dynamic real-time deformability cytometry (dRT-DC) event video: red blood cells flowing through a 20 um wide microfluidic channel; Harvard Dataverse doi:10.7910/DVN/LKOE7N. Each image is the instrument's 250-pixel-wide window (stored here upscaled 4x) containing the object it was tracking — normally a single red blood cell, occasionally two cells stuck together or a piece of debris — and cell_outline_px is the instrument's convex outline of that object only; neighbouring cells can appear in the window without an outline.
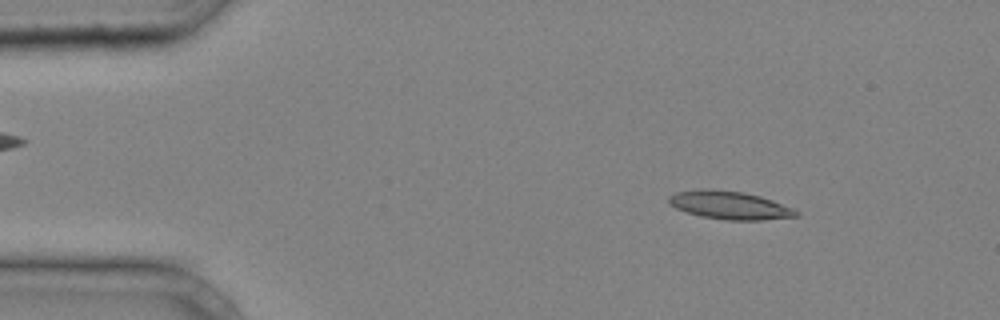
{"species": "common noctule bat (a hibernating species)", "species_latin": "Nyctalus noctula", "temperature_condition": "cold", "stored_images_in_passage": 40, "camera_frame_rate_fps": 3000, "um_per_image_px": 0.085, "animal": {"sex": "male", "body_mass_g": 20.4}, "frame": {"image": 1, "passage_image": 5, "time_ms": 1.333, "image_size_px": [1000, 320], "cell_outline_px": [[800, 216], [760, 220], [724, 220], [700, 216], [676, 208], [668, 200], [668, 196], [676, 192], [708, 188], [744, 192], [760, 196], [796, 208], [800, 212]], "centroid_in_image_um": [62.08, 17.44], "position_along_channel_um": 22.9, "area_um2": 20.98}}
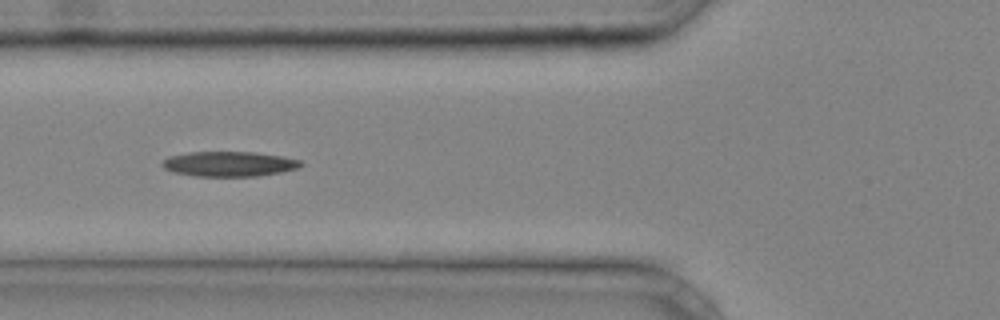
{"frame": {"image": 2, "passage_image": 15, "time_ms": 4.667, "image_size_px": [1000, 320], "cell_outline_px": [[304, 164], [300, 168], [280, 172], [256, 176], [192, 176], [172, 172], [164, 168], [160, 164], [168, 156], [188, 152], [256, 152], [284, 156], [300, 160]], "centroid_in_image_um": [19.48, 13.93], "position_along_channel_um": 106.3, "area_um2": 20.4}}
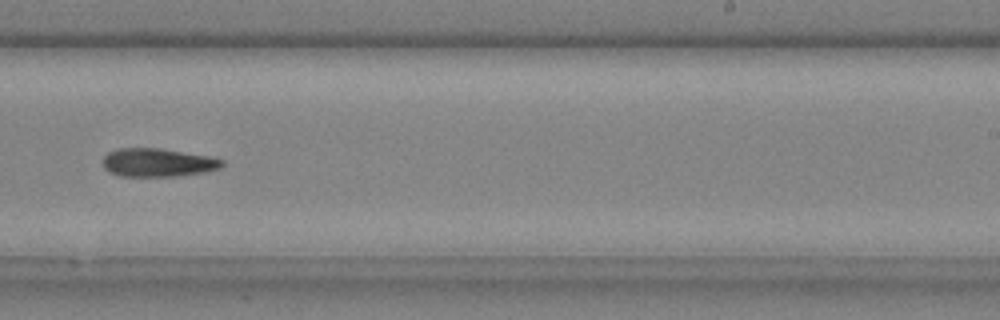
{"frame": {"image": 3, "passage_image": 26, "time_ms": 8.333, "image_size_px": [1000, 320], "cell_outline_px": [[224, 164], [220, 168], [204, 172], [176, 176], [120, 176], [108, 172], [104, 168], [104, 156], [108, 152], [120, 148], [160, 148], [212, 156], [224, 160]], "centroid_in_image_um": [13.43, 13.81], "position_along_channel_um": 275.6, "area_um2": 19.83}}